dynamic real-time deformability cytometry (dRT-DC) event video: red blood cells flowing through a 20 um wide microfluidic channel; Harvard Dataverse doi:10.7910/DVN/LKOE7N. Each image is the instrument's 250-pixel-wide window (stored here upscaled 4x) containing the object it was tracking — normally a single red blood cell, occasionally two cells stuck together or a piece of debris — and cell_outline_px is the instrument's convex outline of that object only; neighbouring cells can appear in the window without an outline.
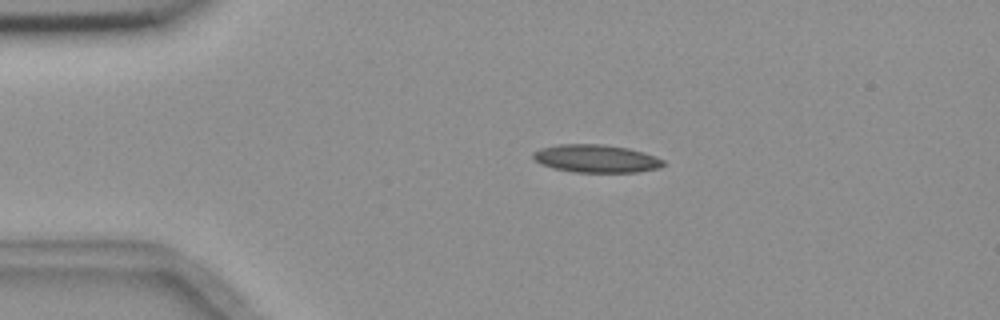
{"species": "common noctule bat (a hibernating species)", "species_latin": "Nyctalus noctula", "temperature_condition": "room temperature", "stored_images_in_passage": 4, "camera_frame_rate_fps": 3000, "um_per_image_px": 0.085, "animal": {"sex": "female", "body_mass_g": 18.4}, "frame": {"image": 1, "passage_image": 3, "time_ms": 2.667, "image_size_px": [1000, 320], "cell_outline_px": [[664, 164], [660, 168], [636, 172], [572, 172], [540, 164], [532, 156], [532, 152], [540, 148], [560, 144], [604, 144], [628, 148], [644, 152], [664, 160]], "centroid_in_image_um": [50.67, 13.47], "position_along_channel_um": 34.3, "area_um2": 21.15}}